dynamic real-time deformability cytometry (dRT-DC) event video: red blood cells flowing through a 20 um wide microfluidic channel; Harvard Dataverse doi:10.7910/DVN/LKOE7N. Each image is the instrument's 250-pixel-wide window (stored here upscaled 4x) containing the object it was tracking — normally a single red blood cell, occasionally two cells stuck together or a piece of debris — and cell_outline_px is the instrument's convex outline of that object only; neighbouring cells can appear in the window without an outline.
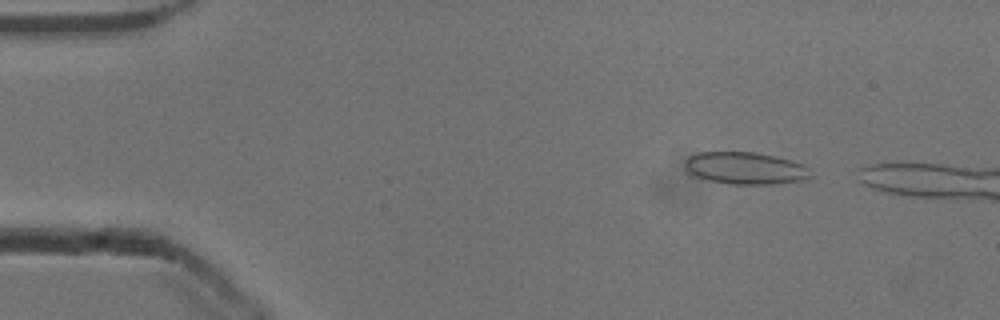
{"species": "common noctule bat (a hibernating species)", "species_latin": "Nyctalus noctula", "temperature_condition": "cold", "stored_images_in_passage": 9, "camera_frame_rate_fps": 3000, "um_per_image_px": 0.085, "animal": {"sex": "male", "body_mass_g": 13.3}, "frame": {"image": 1, "passage_image": 4, "time_ms": 1.0, "image_size_px": [1000, 320], "cell_outline_px": [[812, 176], [804, 180], [768, 184], [732, 184], [708, 180], [692, 176], [688, 172], [684, 164], [688, 156], [696, 152], [756, 152], [776, 156], [792, 160], [804, 164], [808, 168]], "centroid_in_image_um": [63.34, 14.28], "position_along_channel_um": 21.7, "area_um2": 23.76}}